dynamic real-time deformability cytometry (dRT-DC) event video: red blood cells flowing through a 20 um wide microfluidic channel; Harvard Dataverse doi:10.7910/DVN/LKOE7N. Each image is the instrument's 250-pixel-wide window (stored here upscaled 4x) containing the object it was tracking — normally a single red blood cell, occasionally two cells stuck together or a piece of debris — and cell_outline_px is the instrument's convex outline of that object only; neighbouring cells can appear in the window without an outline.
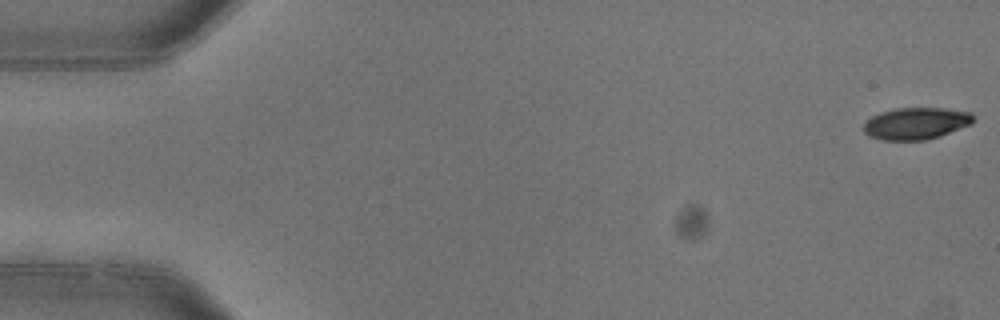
{"species": "common noctule bat (a hibernating species)", "species_latin": "Nyctalus noctula", "temperature_condition": "warm", "stored_images_in_passage": 5, "camera_frame_rate_fps": 3000, "um_per_image_px": 0.085, "animal": {"sex": "female"}, "frame": {"image": 1, "passage_image": 1, "time_ms": 0.0, "image_size_px": [1000, 320], "cell_outline_px": [[972, 124], [940, 136], [924, 140], [884, 140], [868, 136], [864, 132], [864, 124], [872, 116], [880, 112], [896, 108], [944, 108], [972, 112]], "centroid_in_image_um": [77.86, 10.49], "position_along_channel_um": 7.1, "area_um2": 20.35}}
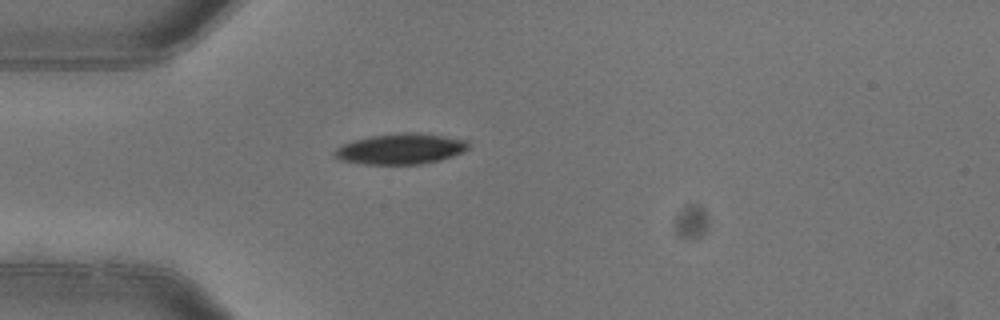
{"frame": {"image": 2, "passage_image": 5, "time_ms": 1.333, "image_size_px": [1000, 320], "cell_outline_px": [[468, 148], [464, 152], [440, 160], [420, 164], [364, 164], [340, 160], [332, 152], [336, 148], [352, 140], [372, 136], [404, 132], [420, 132], [468, 140]], "centroid_in_image_um": [34.07, 12.65], "position_along_channel_um": 50.9, "area_um2": 23.93}}